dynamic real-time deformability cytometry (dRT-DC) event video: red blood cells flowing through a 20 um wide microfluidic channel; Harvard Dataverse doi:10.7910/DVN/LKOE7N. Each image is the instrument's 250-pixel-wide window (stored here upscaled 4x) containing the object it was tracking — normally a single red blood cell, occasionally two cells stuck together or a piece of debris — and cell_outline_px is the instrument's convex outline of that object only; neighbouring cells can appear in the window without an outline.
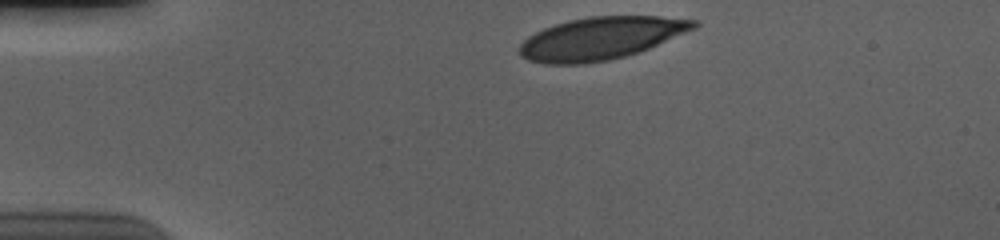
{"species": "human", "species_latin": "Homo sapiens", "temperature_condition": "cold", "stored_images_in_passage": 36, "camera_frame_rate_fps": 3000, "um_per_image_px": 0.085, "donor": {"sex": "male"}, "frame": {"image": 1, "passage_image": 1, "time_ms": 0.0, "image_size_px": [1000, 240], "cell_outline_px": [[700, 24], [696, 28], [648, 48], [624, 56], [608, 60], [584, 64], [544, 64], [528, 60], [520, 56], [520, 44], [528, 36], [544, 28], [568, 20], [588, 16], [660, 16], [696, 20]], "centroid_in_image_um": [51.06, 3.25], "position_along_channel_um": 33.9, "area_um2": 43.0}}
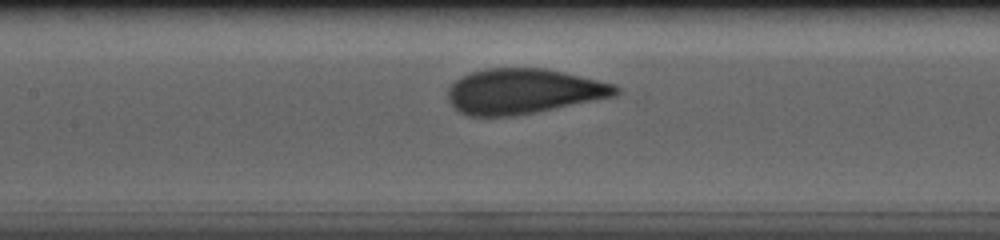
{"frame": {"image": 2, "passage_image": 16, "time_ms": 5.0, "image_size_px": [1000, 240], "cell_outline_px": [[620, 92], [616, 96], [516, 116], [468, 116], [460, 112], [448, 100], [448, 88], [460, 76], [484, 68], [544, 68], [564, 72], [612, 84], [620, 88]], "centroid_in_image_um": [44.47, 7.76], "position_along_channel_um": 162.9, "area_um2": 44.1}}
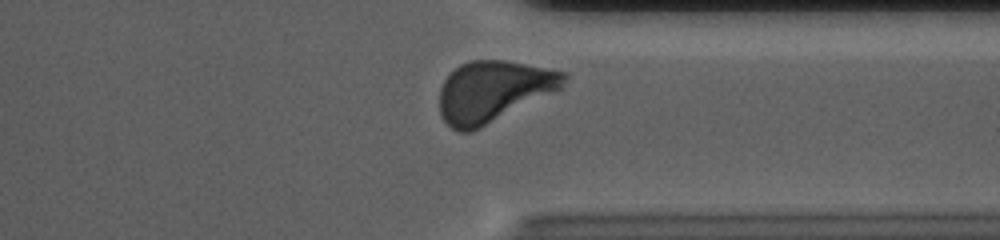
{"frame": {"image": 3, "passage_image": 33, "time_ms": 10.667, "image_size_px": [1000, 240], "cell_outline_px": [[568, 76], [560, 88], [472, 132], [456, 132], [440, 116], [440, 88], [444, 80], [460, 64], [472, 60], [504, 60], [568, 72]], "centroid_in_image_um": [41.9, 7.76], "position_along_channel_um": 369.5, "area_um2": 43.75}, "authors_computed_cell_mechanics": {"area_um2": 44.2459, "velocity_mm_per_s": 3.6573, "shape_relaxation_time_tau1_ms": 2.8085, "shape_relaxation_time_tau2_ms": null, "deformation_change_tau1": 0.146, "deformation_change_tau2": null}}